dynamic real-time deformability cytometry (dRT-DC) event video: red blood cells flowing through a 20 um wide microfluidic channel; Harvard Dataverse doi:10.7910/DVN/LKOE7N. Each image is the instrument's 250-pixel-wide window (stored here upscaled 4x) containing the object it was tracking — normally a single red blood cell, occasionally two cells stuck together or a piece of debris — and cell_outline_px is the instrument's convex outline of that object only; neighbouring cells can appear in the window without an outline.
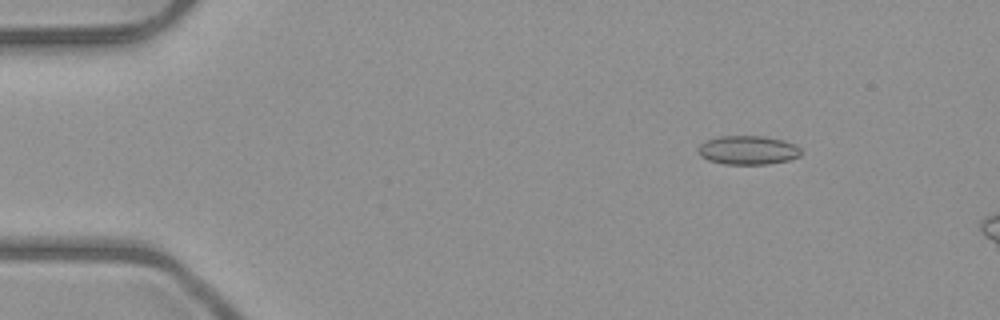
{"species": "common noctule bat (a hibernating species)", "species_latin": "Nyctalus noctula", "temperature_condition": "room temperature", "stored_images_in_passage": 5, "camera_frame_rate_fps": 3000, "um_per_image_px": 0.085, "animal": {"sex": "male", "body_mass_g": 23.1, "forearm_length_mm": 52.7}, "frame": {"image": 1, "passage_image": 3, "time_ms": 2.333, "image_size_px": [1000, 320], "cell_outline_px": [[800, 156], [788, 160], [768, 164], [724, 164], [708, 160], [700, 156], [700, 144], [708, 140], [720, 136], [764, 136], [784, 140], [796, 144], [800, 148]], "centroid_in_image_um": [63.61, 12.76], "position_along_channel_um": 21.4, "area_um2": 17.22}}